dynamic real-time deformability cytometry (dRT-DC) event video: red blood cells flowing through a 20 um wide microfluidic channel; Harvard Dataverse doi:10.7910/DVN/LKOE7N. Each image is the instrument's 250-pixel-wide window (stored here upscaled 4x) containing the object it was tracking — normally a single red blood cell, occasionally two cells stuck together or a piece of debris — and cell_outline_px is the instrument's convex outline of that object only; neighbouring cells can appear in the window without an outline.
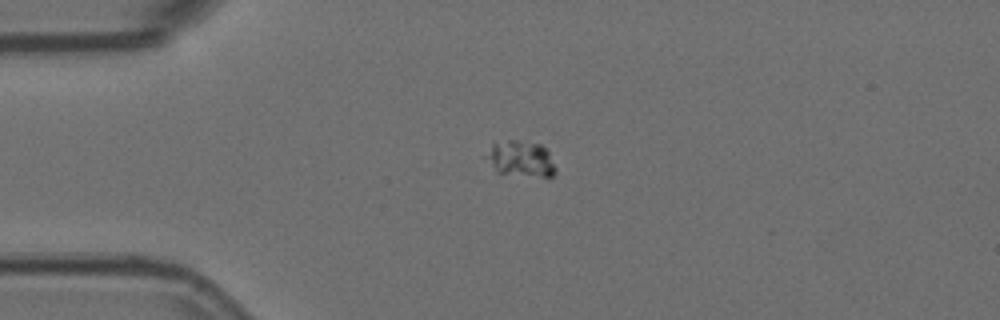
{"species": "Egyptian fruit bat (a non-hibernating species)", "species_latin": "Rousettus aegyptiacus", "temperature_condition": "room temperature", "stored_images_in_passage": 2, "camera_frame_rate_fps": 3000, "um_per_image_px": 0.085, "animal": {"sex": "female"}, "frame": {"image": 1, "passage_image": 1, "time_ms": 0.0, "image_size_px": [1000, 320], "cell_outline_px": [[556, 172], [548, 180], [496, 172], [492, 164], [492, 144], [508, 140], [520, 140], [540, 144], [548, 152], [556, 168]], "centroid_in_image_um": [44.42, 13.56], "position_along_channel_um": 40.6, "area_um2": 14.28}}